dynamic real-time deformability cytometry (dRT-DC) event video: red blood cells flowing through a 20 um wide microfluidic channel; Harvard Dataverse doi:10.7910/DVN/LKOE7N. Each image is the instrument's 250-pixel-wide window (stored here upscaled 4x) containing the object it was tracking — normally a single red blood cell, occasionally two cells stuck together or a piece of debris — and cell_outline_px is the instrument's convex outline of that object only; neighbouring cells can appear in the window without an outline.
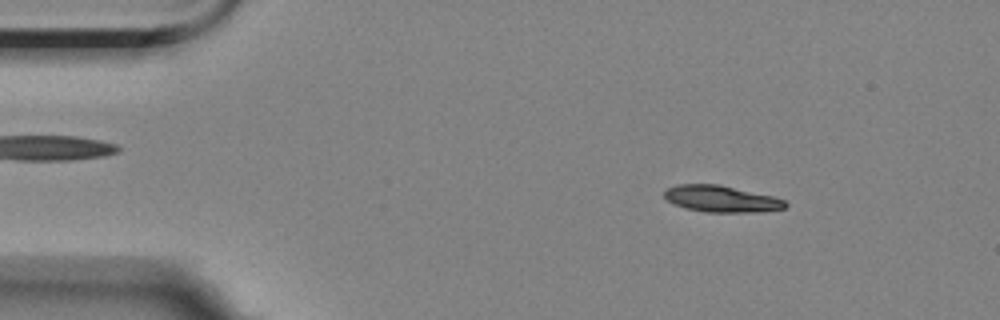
{"species": "Egyptian fruit bat (a non-hibernating species)", "species_latin": "Rousettus aegyptiacus", "temperature_condition": "room temperature", "stored_images_in_passage": 4, "camera_frame_rate_fps": 3000, "um_per_image_px": 0.085, "animal": {"sex": "female"}, "frame": {"image": 1, "passage_image": 2, "time_ms": 0.333, "image_size_px": [1000, 320], "cell_outline_px": [[788, 204], [784, 208], [756, 212], [708, 212], [688, 208], [676, 204], [668, 200], [664, 196], [664, 192], [668, 188], [676, 184], [720, 184], [772, 196], [784, 200]], "centroid_in_image_um": [61.32, 16.89], "position_along_channel_um": 23.7, "area_um2": 18.44}}